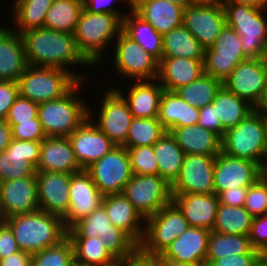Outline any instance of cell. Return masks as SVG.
<instances>
[{
  "instance_id": "6da1fadb",
  "label": "cell",
  "mask_w": 267,
  "mask_h": 266,
  "mask_svg": "<svg viewBox=\"0 0 267 266\" xmlns=\"http://www.w3.org/2000/svg\"><path fill=\"white\" fill-rule=\"evenodd\" d=\"M20 35L29 66L65 69L79 81H87V74L77 75L70 69V66L76 65L90 66L78 51L73 34L40 27L26 30Z\"/></svg>"
},
{
  "instance_id": "7a4b0ae2",
  "label": "cell",
  "mask_w": 267,
  "mask_h": 266,
  "mask_svg": "<svg viewBox=\"0 0 267 266\" xmlns=\"http://www.w3.org/2000/svg\"><path fill=\"white\" fill-rule=\"evenodd\" d=\"M126 14L92 13L83 7L73 35L78 51L91 66L101 65L107 45L122 32Z\"/></svg>"
},
{
  "instance_id": "3957f363",
  "label": "cell",
  "mask_w": 267,
  "mask_h": 266,
  "mask_svg": "<svg viewBox=\"0 0 267 266\" xmlns=\"http://www.w3.org/2000/svg\"><path fill=\"white\" fill-rule=\"evenodd\" d=\"M22 251L34 254L59 244L67 237L63 219L43 210L4 219Z\"/></svg>"
},
{
  "instance_id": "277c9868",
  "label": "cell",
  "mask_w": 267,
  "mask_h": 266,
  "mask_svg": "<svg viewBox=\"0 0 267 266\" xmlns=\"http://www.w3.org/2000/svg\"><path fill=\"white\" fill-rule=\"evenodd\" d=\"M84 82L87 83L79 81L61 98L38 104V117L46 137H68L88 117L89 106L78 93Z\"/></svg>"
},
{
  "instance_id": "5b68a950",
  "label": "cell",
  "mask_w": 267,
  "mask_h": 266,
  "mask_svg": "<svg viewBox=\"0 0 267 266\" xmlns=\"http://www.w3.org/2000/svg\"><path fill=\"white\" fill-rule=\"evenodd\" d=\"M95 236L116 261L125 260L139 249V245L126 232L111 223L102 205L67 229L68 238Z\"/></svg>"
},
{
  "instance_id": "8992f818",
  "label": "cell",
  "mask_w": 267,
  "mask_h": 266,
  "mask_svg": "<svg viewBox=\"0 0 267 266\" xmlns=\"http://www.w3.org/2000/svg\"><path fill=\"white\" fill-rule=\"evenodd\" d=\"M222 4L226 25L240 35L245 54L249 58L267 57V18L264 16L267 10L243 3Z\"/></svg>"
},
{
  "instance_id": "52a82bcc",
  "label": "cell",
  "mask_w": 267,
  "mask_h": 266,
  "mask_svg": "<svg viewBox=\"0 0 267 266\" xmlns=\"http://www.w3.org/2000/svg\"><path fill=\"white\" fill-rule=\"evenodd\" d=\"M221 151L266 169V118L253 111L221 139Z\"/></svg>"
},
{
  "instance_id": "ba28073f",
  "label": "cell",
  "mask_w": 267,
  "mask_h": 266,
  "mask_svg": "<svg viewBox=\"0 0 267 266\" xmlns=\"http://www.w3.org/2000/svg\"><path fill=\"white\" fill-rule=\"evenodd\" d=\"M78 82L65 69L28 65L17 83L20 96L39 104L61 98Z\"/></svg>"
},
{
  "instance_id": "9c48e42d",
  "label": "cell",
  "mask_w": 267,
  "mask_h": 266,
  "mask_svg": "<svg viewBox=\"0 0 267 266\" xmlns=\"http://www.w3.org/2000/svg\"><path fill=\"white\" fill-rule=\"evenodd\" d=\"M144 227L139 250L143 254L156 256L182 235L189 225L180 210L171 203L145 219Z\"/></svg>"
},
{
  "instance_id": "30bf717a",
  "label": "cell",
  "mask_w": 267,
  "mask_h": 266,
  "mask_svg": "<svg viewBox=\"0 0 267 266\" xmlns=\"http://www.w3.org/2000/svg\"><path fill=\"white\" fill-rule=\"evenodd\" d=\"M122 193L144 219L172 203L171 185L159 175L132 174Z\"/></svg>"
},
{
  "instance_id": "8fae6325",
  "label": "cell",
  "mask_w": 267,
  "mask_h": 266,
  "mask_svg": "<svg viewBox=\"0 0 267 266\" xmlns=\"http://www.w3.org/2000/svg\"><path fill=\"white\" fill-rule=\"evenodd\" d=\"M102 95L98 113L93 114L92 108L88 107V117L116 146H123L134 117L127 102L113 87Z\"/></svg>"
},
{
  "instance_id": "7c38bea8",
  "label": "cell",
  "mask_w": 267,
  "mask_h": 266,
  "mask_svg": "<svg viewBox=\"0 0 267 266\" xmlns=\"http://www.w3.org/2000/svg\"><path fill=\"white\" fill-rule=\"evenodd\" d=\"M250 59L244 52L240 35L225 25L211 48L205 49L204 73L225 81L236 66Z\"/></svg>"
},
{
  "instance_id": "4fadbf2b",
  "label": "cell",
  "mask_w": 267,
  "mask_h": 266,
  "mask_svg": "<svg viewBox=\"0 0 267 266\" xmlns=\"http://www.w3.org/2000/svg\"><path fill=\"white\" fill-rule=\"evenodd\" d=\"M114 42V68L121 77L134 81L157 79L159 61L154 56L123 31Z\"/></svg>"
},
{
  "instance_id": "5bb4252c",
  "label": "cell",
  "mask_w": 267,
  "mask_h": 266,
  "mask_svg": "<svg viewBox=\"0 0 267 266\" xmlns=\"http://www.w3.org/2000/svg\"><path fill=\"white\" fill-rule=\"evenodd\" d=\"M86 171L104 196L121 194L132 176L127 148L114 146Z\"/></svg>"
},
{
  "instance_id": "9a60e30c",
  "label": "cell",
  "mask_w": 267,
  "mask_h": 266,
  "mask_svg": "<svg viewBox=\"0 0 267 266\" xmlns=\"http://www.w3.org/2000/svg\"><path fill=\"white\" fill-rule=\"evenodd\" d=\"M216 156L185 154L180 174L171 185L172 194L214 193Z\"/></svg>"
},
{
  "instance_id": "2e32d148",
  "label": "cell",
  "mask_w": 267,
  "mask_h": 266,
  "mask_svg": "<svg viewBox=\"0 0 267 266\" xmlns=\"http://www.w3.org/2000/svg\"><path fill=\"white\" fill-rule=\"evenodd\" d=\"M267 84V57L239 63L223 86L255 107Z\"/></svg>"
},
{
  "instance_id": "e0dca14e",
  "label": "cell",
  "mask_w": 267,
  "mask_h": 266,
  "mask_svg": "<svg viewBox=\"0 0 267 266\" xmlns=\"http://www.w3.org/2000/svg\"><path fill=\"white\" fill-rule=\"evenodd\" d=\"M265 171L255 162L229 156L222 151L216 156L214 168V193L250 187Z\"/></svg>"
},
{
  "instance_id": "ac0fdd59",
  "label": "cell",
  "mask_w": 267,
  "mask_h": 266,
  "mask_svg": "<svg viewBox=\"0 0 267 266\" xmlns=\"http://www.w3.org/2000/svg\"><path fill=\"white\" fill-rule=\"evenodd\" d=\"M42 141L12 139L9 146L0 152V182L36 176Z\"/></svg>"
},
{
  "instance_id": "d6986e66",
  "label": "cell",
  "mask_w": 267,
  "mask_h": 266,
  "mask_svg": "<svg viewBox=\"0 0 267 266\" xmlns=\"http://www.w3.org/2000/svg\"><path fill=\"white\" fill-rule=\"evenodd\" d=\"M37 210L36 176L0 182V220Z\"/></svg>"
},
{
  "instance_id": "ffe728a7",
  "label": "cell",
  "mask_w": 267,
  "mask_h": 266,
  "mask_svg": "<svg viewBox=\"0 0 267 266\" xmlns=\"http://www.w3.org/2000/svg\"><path fill=\"white\" fill-rule=\"evenodd\" d=\"M182 25L200 42L204 49L211 48L226 25L223 4L184 8Z\"/></svg>"
},
{
  "instance_id": "44dd1931",
  "label": "cell",
  "mask_w": 267,
  "mask_h": 266,
  "mask_svg": "<svg viewBox=\"0 0 267 266\" xmlns=\"http://www.w3.org/2000/svg\"><path fill=\"white\" fill-rule=\"evenodd\" d=\"M68 138L82 170H86L116 146L89 117Z\"/></svg>"
},
{
  "instance_id": "7402d4cb",
  "label": "cell",
  "mask_w": 267,
  "mask_h": 266,
  "mask_svg": "<svg viewBox=\"0 0 267 266\" xmlns=\"http://www.w3.org/2000/svg\"><path fill=\"white\" fill-rule=\"evenodd\" d=\"M69 190L70 204L63 218L66 229L100 207L104 198L86 170L71 174Z\"/></svg>"
},
{
  "instance_id": "603a6c76",
  "label": "cell",
  "mask_w": 267,
  "mask_h": 266,
  "mask_svg": "<svg viewBox=\"0 0 267 266\" xmlns=\"http://www.w3.org/2000/svg\"><path fill=\"white\" fill-rule=\"evenodd\" d=\"M36 179L39 209L63 219L70 204L71 174L36 171Z\"/></svg>"
},
{
  "instance_id": "cb8c5ba5",
  "label": "cell",
  "mask_w": 267,
  "mask_h": 266,
  "mask_svg": "<svg viewBox=\"0 0 267 266\" xmlns=\"http://www.w3.org/2000/svg\"><path fill=\"white\" fill-rule=\"evenodd\" d=\"M210 230L188 227L160 254L175 262L202 266L206 263Z\"/></svg>"
},
{
  "instance_id": "d4e9b609",
  "label": "cell",
  "mask_w": 267,
  "mask_h": 266,
  "mask_svg": "<svg viewBox=\"0 0 267 266\" xmlns=\"http://www.w3.org/2000/svg\"><path fill=\"white\" fill-rule=\"evenodd\" d=\"M172 203L183 214L189 227L213 230L219 206L218 197L215 193L172 194Z\"/></svg>"
},
{
  "instance_id": "484cf974",
  "label": "cell",
  "mask_w": 267,
  "mask_h": 266,
  "mask_svg": "<svg viewBox=\"0 0 267 266\" xmlns=\"http://www.w3.org/2000/svg\"><path fill=\"white\" fill-rule=\"evenodd\" d=\"M36 171L76 174L82 171L68 137H45Z\"/></svg>"
},
{
  "instance_id": "4316f807",
  "label": "cell",
  "mask_w": 267,
  "mask_h": 266,
  "mask_svg": "<svg viewBox=\"0 0 267 266\" xmlns=\"http://www.w3.org/2000/svg\"><path fill=\"white\" fill-rule=\"evenodd\" d=\"M204 74L203 59L162 57L158 64L157 81L167 91H176Z\"/></svg>"
},
{
  "instance_id": "83f0119b",
  "label": "cell",
  "mask_w": 267,
  "mask_h": 266,
  "mask_svg": "<svg viewBox=\"0 0 267 266\" xmlns=\"http://www.w3.org/2000/svg\"><path fill=\"white\" fill-rule=\"evenodd\" d=\"M27 66L20 33L0 25V80L18 82Z\"/></svg>"
},
{
  "instance_id": "f1b7e54d",
  "label": "cell",
  "mask_w": 267,
  "mask_h": 266,
  "mask_svg": "<svg viewBox=\"0 0 267 266\" xmlns=\"http://www.w3.org/2000/svg\"><path fill=\"white\" fill-rule=\"evenodd\" d=\"M132 9L162 35L182 26L184 7L167 0H133Z\"/></svg>"
},
{
  "instance_id": "f546056e",
  "label": "cell",
  "mask_w": 267,
  "mask_h": 266,
  "mask_svg": "<svg viewBox=\"0 0 267 266\" xmlns=\"http://www.w3.org/2000/svg\"><path fill=\"white\" fill-rule=\"evenodd\" d=\"M102 206L111 223L126 232L139 245L144 236L145 219L123 193L104 196Z\"/></svg>"
},
{
  "instance_id": "4dcf8cb0",
  "label": "cell",
  "mask_w": 267,
  "mask_h": 266,
  "mask_svg": "<svg viewBox=\"0 0 267 266\" xmlns=\"http://www.w3.org/2000/svg\"><path fill=\"white\" fill-rule=\"evenodd\" d=\"M132 86V87H131ZM127 102L134 118L158 117L159 105L164 88L157 80L135 81L130 90L124 94L123 90L114 88Z\"/></svg>"
},
{
  "instance_id": "1f68e13d",
  "label": "cell",
  "mask_w": 267,
  "mask_h": 266,
  "mask_svg": "<svg viewBox=\"0 0 267 266\" xmlns=\"http://www.w3.org/2000/svg\"><path fill=\"white\" fill-rule=\"evenodd\" d=\"M185 154L217 156L221 138L198 124L177 127L169 131Z\"/></svg>"
},
{
  "instance_id": "d6a6232c",
  "label": "cell",
  "mask_w": 267,
  "mask_h": 266,
  "mask_svg": "<svg viewBox=\"0 0 267 266\" xmlns=\"http://www.w3.org/2000/svg\"><path fill=\"white\" fill-rule=\"evenodd\" d=\"M157 118L169 132L177 127L197 124L199 109L184 101L176 92L164 90Z\"/></svg>"
},
{
  "instance_id": "836d02e7",
  "label": "cell",
  "mask_w": 267,
  "mask_h": 266,
  "mask_svg": "<svg viewBox=\"0 0 267 266\" xmlns=\"http://www.w3.org/2000/svg\"><path fill=\"white\" fill-rule=\"evenodd\" d=\"M130 11L123 17L122 31L160 61L163 56V35L133 9Z\"/></svg>"
},
{
  "instance_id": "e575fe53",
  "label": "cell",
  "mask_w": 267,
  "mask_h": 266,
  "mask_svg": "<svg viewBox=\"0 0 267 266\" xmlns=\"http://www.w3.org/2000/svg\"><path fill=\"white\" fill-rule=\"evenodd\" d=\"M153 150L157 158L158 175L172 185L180 174L185 153L167 131L153 145Z\"/></svg>"
},
{
  "instance_id": "d590c367",
  "label": "cell",
  "mask_w": 267,
  "mask_h": 266,
  "mask_svg": "<svg viewBox=\"0 0 267 266\" xmlns=\"http://www.w3.org/2000/svg\"><path fill=\"white\" fill-rule=\"evenodd\" d=\"M211 104L215 108V112L221 122V127L224 132L234 128L254 111L253 105L236 96L224 86L217 92L215 99Z\"/></svg>"
},
{
  "instance_id": "8d00e7d4",
  "label": "cell",
  "mask_w": 267,
  "mask_h": 266,
  "mask_svg": "<svg viewBox=\"0 0 267 266\" xmlns=\"http://www.w3.org/2000/svg\"><path fill=\"white\" fill-rule=\"evenodd\" d=\"M205 49L183 25L163 35L162 57L204 59Z\"/></svg>"
},
{
  "instance_id": "74e56055",
  "label": "cell",
  "mask_w": 267,
  "mask_h": 266,
  "mask_svg": "<svg viewBox=\"0 0 267 266\" xmlns=\"http://www.w3.org/2000/svg\"><path fill=\"white\" fill-rule=\"evenodd\" d=\"M83 9V0H54L46 13L44 27L74 34Z\"/></svg>"
},
{
  "instance_id": "f35d334b",
  "label": "cell",
  "mask_w": 267,
  "mask_h": 266,
  "mask_svg": "<svg viewBox=\"0 0 267 266\" xmlns=\"http://www.w3.org/2000/svg\"><path fill=\"white\" fill-rule=\"evenodd\" d=\"M54 0H14L12 16L17 32L44 27L46 13Z\"/></svg>"
},
{
  "instance_id": "ab89813d",
  "label": "cell",
  "mask_w": 267,
  "mask_h": 266,
  "mask_svg": "<svg viewBox=\"0 0 267 266\" xmlns=\"http://www.w3.org/2000/svg\"><path fill=\"white\" fill-rule=\"evenodd\" d=\"M247 253H260L252 247L247 235L210 232L206 259H220L221 257Z\"/></svg>"
},
{
  "instance_id": "60d3db41",
  "label": "cell",
  "mask_w": 267,
  "mask_h": 266,
  "mask_svg": "<svg viewBox=\"0 0 267 266\" xmlns=\"http://www.w3.org/2000/svg\"><path fill=\"white\" fill-rule=\"evenodd\" d=\"M253 216L245 207L226 206L219 203L214 228L221 234L249 235Z\"/></svg>"
},
{
  "instance_id": "b9f144b4",
  "label": "cell",
  "mask_w": 267,
  "mask_h": 266,
  "mask_svg": "<svg viewBox=\"0 0 267 266\" xmlns=\"http://www.w3.org/2000/svg\"><path fill=\"white\" fill-rule=\"evenodd\" d=\"M222 86L221 80L204 73L192 83L178 88L175 92L191 106L201 109L213 102Z\"/></svg>"
},
{
  "instance_id": "7bdbcfd3",
  "label": "cell",
  "mask_w": 267,
  "mask_h": 266,
  "mask_svg": "<svg viewBox=\"0 0 267 266\" xmlns=\"http://www.w3.org/2000/svg\"><path fill=\"white\" fill-rule=\"evenodd\" d=\"M73 246L74 260L90 266H111L116 260L105 249L104 243L93 238H68Z\"/></svg>"
},
{
  "instance_id": "ee69618b",
  "label": "cell",
  "mask_w": 267,
  "mask_h": 266,
  "mask_svg": "<svg viewBox=\"0 0 267 266\" xmlns=\"http://www.w3.org/2000/svg\"><path fill=\"white\" fill-rule=\"evenodd\" d=\"M166 132L158 118H134L124 147L154 145Z\"/></svg>"
},
{
  "instance_id": "f6af8a7d",
  "label": "cell",
  "mask_w": 267,
  "mask_h": 266,
  "mask_svg": "<svg viewBox=\"0 0 267 266\" xmlns=\"http://www.w3.org/2000/svg\"><path fill=\"white\" fill-rule=\"evenodd\" d=\"M74 261L73 246L66 237L59 244L32 254L31 266H71Z\"/></svg>"
},
{
  "instance_id": "bcb514c9",
  "label": "cell",
  "mask_w": 267,
  "mask_h": 266,
  "mask_svg": "<svg viewBox=\"0 0 267 266\" xmlns=\"http://www.w3.org/2000/svg\"><path fill=\"white\" fill-rule=\"evenodd\" d=\"M126 148L132 174L158 175V164L153 145Z\"/></svg>"
},
{
  "instance_id": "7dc6e473",
  "label": "cell",
  "mask_w": 267,
  "mask_h": 266,
  "mask_svg": "<svg viewBox=\"0 0 267 266\" xmlns=\"http://www.w3.org/2000/svg\"><path fill=\"white\" fill-rule=\"evenodd\" d=\"M245 209L253 216L267 214V176L264 174L248 187Z\"/></svg>"
},
{
  "instance_id": "c3c4849f",
  "label": "cell",
  "mask_w": 267,
  "mask_h": 266,
  "mask_svg": "<svg viewBox=\"0 0 267 266\" xmlns=\"http://www.w3.org/2000/svg\"><path fill=\"white\" fill-rule=\"evenodd\" d=\"M38 117V103L22 96H18L10 107L5 121L8 124H19V122H33Z\"/></svg>"
},
{
  "instance_id": "681fc988",
  "label": "cell",
  "mask_w": 267,
  "mask_h": 266,
  "mask_svg": "<svg viewBox=\"0 0 267 266\" xmlns=\"http://www.w3.org/2000/svg\"><path fill=\"white\" fill-rule=\"evenodd\" d=\"M12 128V139L23 141H42L46 135L39 117L33 118V122H19L9 124Z\"/></svg>"
},
{
  "instance_id": "f907efd6",
  "label": "cell",
  "mask_w": 267,
  "mask_h": 266,
  "mask_svg": "<svg viewBox=\"0 0 267 266\" xmlns=\"http://www.w3.org/2000/svg\"><path fill=\"white\" fill-rule=\"evenodd\" d=\"M248 237L254 249L267 252V214L253 217Z\"/></svg>"
},
{
  "instance_id": "816d5d0a",
  "label": "cell",
  "mask_w": 267,
  "mask_h": 266,
  "mask_svg": "<svg viewBox=\"0 0 267 266\" xmlns=\"http://www.w3.org/2000/svg\"><path fill=\"white\" fill-rule=\"evenodd\" d=\"M19 96L18 83L0 80V120H5L10 107Z\"/></svg>"
},
{
  "instance_id": "f5cc1de1",
  "label": "cell",
  "mask_w": 267,
  "mask_h": 266,
  "mask_svg": "<svg viewBox=\"0 0 267 266\" xmlns=\"http://www.w3.org/2000/svg\"><path fill=\"white\" fill-rule=\"evenodd\" d=\"M198 125L217 134L221 139L225 132L212 104L199 109Z\"/></svg>"
},
{
  "instance_id": "db71d44e",
  "label": "cell",
  "mask_w": 267,
  "mask_h": 266,
  "mask_svg": "<svg viewBox=\"0 0 267 266\" xmlns=\"http://www.w3.org/2000/svg\"><path fill=\"white\" fill-rule=\"evenodd\" d=\"M21 251L9 225L0 220V260Z\"/></svg>"
},
{
  "instance_id": "11a10c76",
  "label": "cell",
  "mask_w": 267,
  "mask_h": 266,
  "mask_svg": "<svg viewBox=\"0 0 267 266\" xmlns=\"http://www.w3.org/2000/svg\"><path fill=\"white\" fill-rule=\"evenodd\" d=\"M261 255V253H247L220 259H206V264L210 266H254Z\"/></svg>"
},
{
  "instance_id": "9f6ffc18",
  "label": "cell",
  "mask_w": 267,
  "mask_h": 266,
  "mask_svg": "<svg viewBox=\"0 0 267 266\" xmlns=\"http://www.w3.org/2000/svg\"><path fill=\"white\" fill-rule=\"evenodd\" d=\"M118 1L127 2L129 9H132L133 0H83V7L92 13L123 14L122 11L116 9V5L113 6Z\"/></svg>"
},
{
  "instance_id": "6f0895ef",
  "label": "cell",
  "mask_w": 267,
  "mask_h": 266,
  "mask_svg": "<svg viewBox=\"0 0 267 266\" xmlns=\"http://www.w3.org/2000/svg\"><path fill=\"white\" fill-rule=\"evenodd\" d=\"M248 187H236L217 194L220 204L226 206L244 207L246 202V194Z\"/></svg>"
},
{
  "instance_id": "680465c9",
  "label": "cell",
  "mask_w": 267,
  "mask_h": 266,
  "mask_svg": "<svg viewBox=\"0 0 267 266\" xmlns=\"http://www.w3.org/2000/svg\"><path fill=\"white\" fill-rule=\"evenodd\" d=\"M31 262L32 254L21 250L5 259H1L0 266H31Z\"/></svg>"
},
{
  "instance_id": "91938a15",
  "label": "cell",
  "mask_w": 267,
  "mask_h": 266,
  "mask_svg": "<svg viewBox=\"0 0 267 266\" xmlns=\"http://www.w3.org/2000/svg\"><path fill=\"white\" fill-rule=\"evenodd\" d=\"M123 262L126 266H157L156 256L143 254L139 249Z\"/></svg>"
},
{
  "instance_id": "94428289",
  "label": "cell",
  "mask_w": 267,
  "mask_h": 266,
  "mask_svg": "<svg viewBox=\"0 0 267 266\" xmlns=\"http://www.w3.org/2000/svg\"><path fill=\"white\" fill-rule=\"evenodd\" d=\"M12 141V128L5 120H0V152L4 151Z\"/></svg>"
},
{
  "instance_id": "6125c7cd",
  "label": "cell",
  "mask_w": 267,
  "mask_h": 266,
  "mask_svg": "<svg viewBox=\"0 0 267 266\" xmlns=\"http://www.w3.org/2000/svg\"><path fill=\"white\" fill-rule=\"evenodd\" d=\"M254 111L267 118V84L262 93V96L254 107Z\"/></svg>"
},
{
  "instance_id": "be15d7a7",
  "label": "cell",
  "mask_w": 267,
  "mask_h": 266,
  "mask_svg": "<svg viewBox=\"0 0 267 266\" xmlns=\"http://www.w3.org/2000/svg\"><path fill=\"white\" fill-rule=\"evenodd\" d=\"M222 2H235V3L249 4L254 7L267 10V0H222Z\"/></svg>"
},
{
  "instance_id": "e7e4bbea",
  "label": "cell",
  "mask_w": 267,
  "mask_h": 266,
  "mask_svg": "<svg viewBox=\"0 0 267 266\" xmlns=\"http://www.w3.org/2000/svg\"><path fill=\"white\" fill-rule=\"evenodd\" d=\"M156 262L157 266H197V265L175 262L173 260L162 257L160 254L156 255Z\"/></svg>"
},
{
  "instance_id": "03108f58",
  "label": "cell",
  "mask_w": 267,
  "mask_h": 266,
  "mask_svg": "<svg viewBox=\"0 0 267 266\" xmlns=\"http://www.w3.org/2000/svg\"><path fill=\"white\" fill-rule=\"evenodd\" d=\"M222 4V0H189L191 6H210Z\"/></svg>"
},
{
  "instance_id": "003e7915",
  "label": "cell",
  "mask_w": 267,
  "mask_h": 266,
  "mask_svg": "<svg viewBox=\"0 0 267 266\" xmlns=\"http://www.w3.org/2000/svg\"><path fill=\"white\" fill-rule=\"evenodd\" d=\"M254 266H267V256L261 255Z\"/></svg>"
},
{
  "instance_id": "a7ac6f4b",
  "label": "cell",
  "mask_w": 267,
  "mask_h": 266,
  "mask_svg": "<svg viewBox=\"0 0 267 266\" xmlns=\"http://www.w3.org/2000/svg\"><path fill=\"white\" fill-rule=\"evenodd\" d=\"M169 2H172L174 4L183 6L184 8L189 5V0H167Z\"/></svg>"
},
{
  "instance_id": "89a4df30",
  "label": "cell",
  "mask_w": 267,
  "mask_h": 266,
  "mask_svg": "<svg viewBox=\"0 0 267 266\" xmlns=\"http://www.w3.org/2000/svg\"><path fill=\"white\" fill-rule=\"evenodd\" d=\"M111 266H126V264L123 261H116L113 265Z\"/></svg>"
},
{
  "instance_id": "2644e50d",
  "label": "cell",
  "mask_w": 267,
  "mask_h": 266,
  "mask_svg": "<svg viewBox=\"0 0 267 266\" xmlns=\"http://www.w3.org/2000/svg\"><path fill=\"white\" fill-rule=\"evenodd\" d=\"M266 166H267V118H266Z\"/></svg>"
},
{
  "instance_id": "8c879c8a",
  "label": "cell",
  "mask_w": 267,
  "mask_h": 266,
  "mask_svg": "<svg viewBox=\"0 0 267 266\" xmlns=\"http://www.w3.org/2000/svg\"><path fill=\"white\" fill-rule=\"evenodd\" d=\"M71 266H90V265H84V264H80V263L74 261V262L71 264Z\"/></svg>"
}]
</instances>
